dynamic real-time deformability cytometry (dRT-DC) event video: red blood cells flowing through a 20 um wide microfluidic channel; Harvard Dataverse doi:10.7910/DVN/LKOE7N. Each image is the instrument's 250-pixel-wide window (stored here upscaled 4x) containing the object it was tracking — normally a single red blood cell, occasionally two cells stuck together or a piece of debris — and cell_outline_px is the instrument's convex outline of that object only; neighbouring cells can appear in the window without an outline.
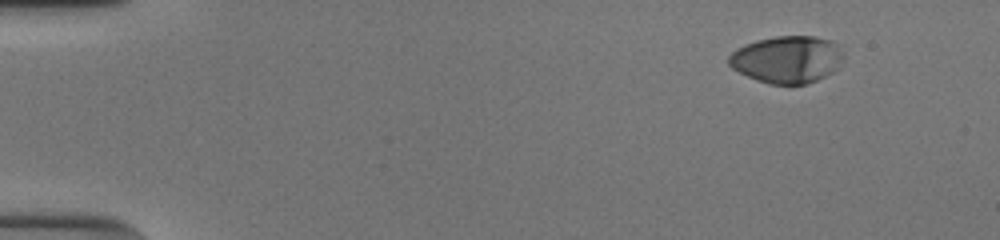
{"species": "human", "species_latin": "Homo sapiens", "temperature_condition": "cold", "stored_images_in_passage": 14, "camera_frame_rate_fps": 3000, "um_per_image_px": 0.085, "donor": {"sex": "male"}, "frame": {"image": 1, "passage_image": 1, "time_ms": 0.0, "image_size_px": [1000, 240], "cell_outline_px": [[844, 56], [832, 72], [808, 84], [768, 84], [756, 80], [732, 68], [728, 64], [728, 56], [736, 48], [744, 44], [756, 40], [776, 36], [812, 36], [832, 40], [844, 52]], "centroid_in_image_um": [66.88, 5.04], "position_along_channel_um": 18.1, "area_um2": 31.56}}